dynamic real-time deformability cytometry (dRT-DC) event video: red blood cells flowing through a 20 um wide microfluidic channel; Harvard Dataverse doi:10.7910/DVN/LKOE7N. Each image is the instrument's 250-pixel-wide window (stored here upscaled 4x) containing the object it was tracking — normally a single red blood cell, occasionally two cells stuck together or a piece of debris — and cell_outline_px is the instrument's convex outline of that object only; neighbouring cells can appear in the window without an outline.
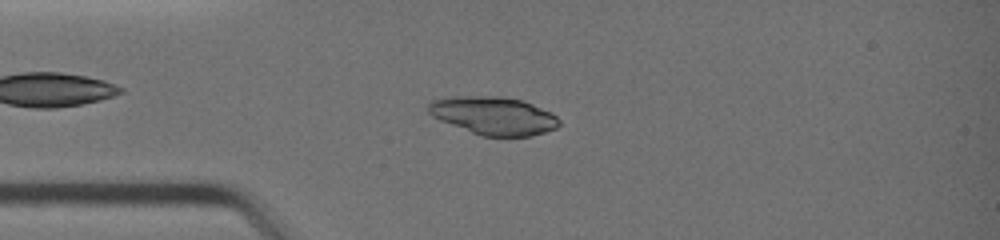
{"species": "common noctule bat (a hibernating species)", "species_latin": "Nyctalus noctula", "temperature_condition": "warm", "stored_images_in_passage": 40, "camera_frame_rate_fps": 3000, "um_per_image_px": 0.085, "animal": {"sex": "female", "body_mass_g": 19.0, "forearm_length_mm": 51.5}, "frame": {"image": 1, "passage_image": 10, "time_ms": 3.0, "image_size_px": [1000, 240], "cell_outline_px": [[560, 124], [556, 128], [532, 136], [484, 136], [472, 132], [440, 120], [432, 116], [428, 112], [428, 104], [432, 100], [448, 96], [504, 96], [524, 100], [556, 116], [560, 120]], "centroid_in_image_um": [41.94, 9.82], "position_along_channel_um": 43.1, "area_um2": 28.9}}
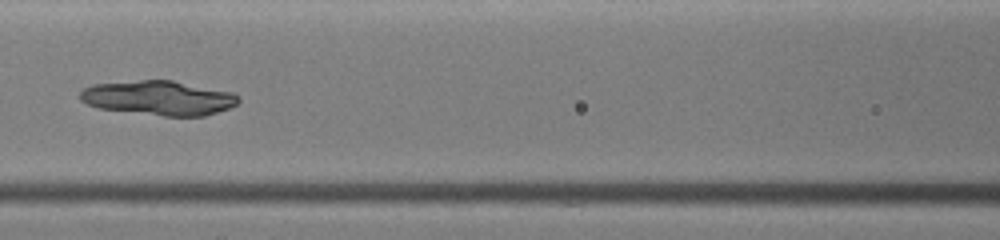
{"frame": {"image": 2, "passage_image": 18, "time_ms": 5.667, "image_size_px": [1000, 240], "cell_outline_px": [[240, 100], [236, 104], [228, 108], [204, 116], [164, 116], [100, 108], [88, 104], [80, 100], [80, 92], [84, 88], [92, 84], [140, 80], [172, 80], [236, 92], [240, 96]], "centroid_in_image_um": [13.54, 8.31], "position_along_channel_um": 153.1, "area_um2": 31.91}}
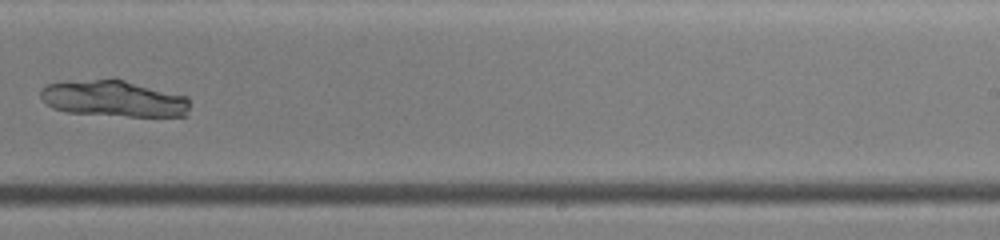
{"frame": {"image": 3, "passage_image": 26, "time_ms": 8.333, "image_size_px": [1000, 240], "cell_outline_px": [[192, 104], [188, 116], [128, 116], [64, 112], [52, 108], [40, 96], [40, 92], [48, 84], [64, 80], [124, 80], [188, 96]], "centroid_in_image_um": [9.73, 8.39], "position_along_channel_um": 279.3, "area_um2": 31.73}}